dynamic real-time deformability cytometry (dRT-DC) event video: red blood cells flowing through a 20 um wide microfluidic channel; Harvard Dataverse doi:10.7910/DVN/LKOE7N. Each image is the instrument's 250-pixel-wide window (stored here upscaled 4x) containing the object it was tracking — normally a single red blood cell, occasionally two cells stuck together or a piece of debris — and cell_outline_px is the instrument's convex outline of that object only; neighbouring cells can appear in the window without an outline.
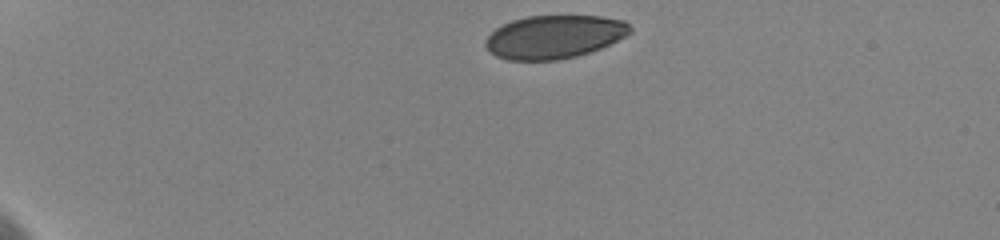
{"species": "human", "species_latin": "Homo sapiens", "temperature_condition": "cold", "stored_images_in_passage": 26, "camera_frame_rate_fps": 3000, "um_per_image_px": 0.085, "donor": {"sex": "female"}, "frame": {"image": 1, "passage_image": 1, "time_ms": 0.0, "image_size_px": [1000, 240], "cell_outline_px": [[632, 32], [600, 48], [576, 56], [556, 60], [508, 60], [496, 56], [484, 44], [488, 36], [496, 28], [512, 20], [528, 16], [600, 16], [624, 20], [632, 28]], "centroid_in_image_um": [47.11, 3.12], "position_along_channel_um": 37.9, "area_um2": 36.13}}
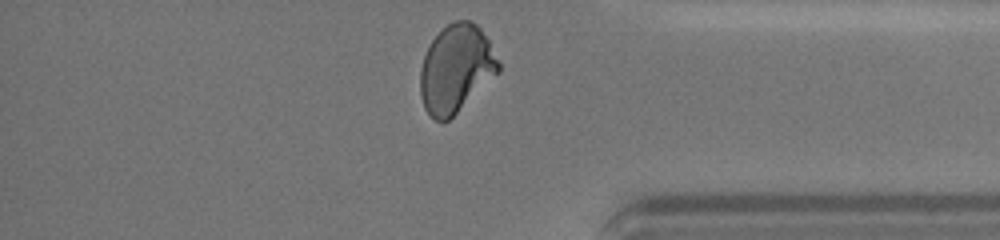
{"frame": {"image": 2, "passage_image": 26, "time_ms": 12.333, "image_size_px": [1000, 240], "cell_outline_px": [[500, 72], [448, 120], [436, 120], [424, 108], [420, 96], [420, 68], [424, 56], [432, 40], [448, 24], [456, 20], [472, 20], [480, 28], [488, 40], [500, 64]], "centroid_in_image_um": [38.76, 5.83], "position_along_channel_um": 396.4, "area_um2": 39.59}, "authors_computed_cell_mechanics": {"area_um2": 39.593, "velocity_mm_per_s": 3.5871, "shape_relaxation_time_tau1_ms": 3.9175, "shape_relaxation_time_tau2_ms": null, "deformation_change_tau1": 0.127, "deformation_change_tau2": null}}